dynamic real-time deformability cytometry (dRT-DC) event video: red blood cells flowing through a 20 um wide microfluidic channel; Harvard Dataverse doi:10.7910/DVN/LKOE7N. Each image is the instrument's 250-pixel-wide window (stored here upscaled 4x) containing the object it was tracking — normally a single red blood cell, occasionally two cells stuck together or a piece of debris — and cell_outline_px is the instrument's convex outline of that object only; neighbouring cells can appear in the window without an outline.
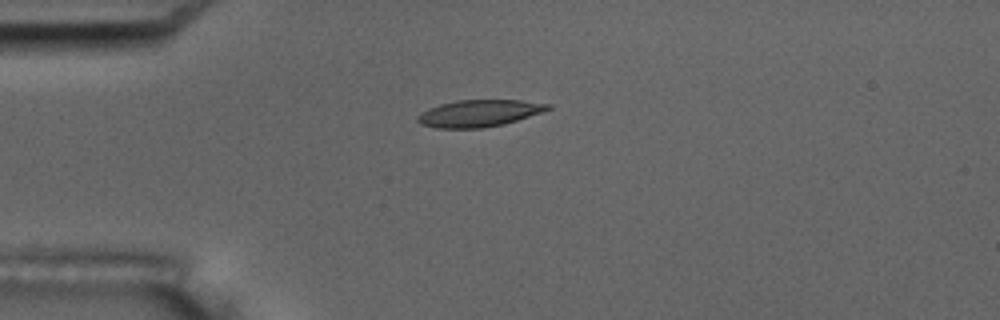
{"species": "common noctule bat (a hibernating species)", "species_latin": "Nyctalus noctula", "temperature_condition": "room temperature", "stored_images_in_passage": 5, "camera_frame_rate_fps": 3000, "um_per_image_px": 0.085, "animal": {"sex": "male", "body_mass_g": 17.5, "forearm_length_mm": 52.3}, "frame": {"image": 1, "passage_image": 5, "time_ms": 5.667, "image_size_px": [1000, 320], "cell_outline_px": [[552, 108], [504, 124], [484, 128], [436, 128], [420, 124], [416, 120], [416, 116], [420, 112], [428, 108], [440, 104], [456, 100], [520, 100], [552, 104]], "centroid_in_image_um": [40.67, 9.63], "position_along_channel_um": 44.3, "area_um2": 20.46}}